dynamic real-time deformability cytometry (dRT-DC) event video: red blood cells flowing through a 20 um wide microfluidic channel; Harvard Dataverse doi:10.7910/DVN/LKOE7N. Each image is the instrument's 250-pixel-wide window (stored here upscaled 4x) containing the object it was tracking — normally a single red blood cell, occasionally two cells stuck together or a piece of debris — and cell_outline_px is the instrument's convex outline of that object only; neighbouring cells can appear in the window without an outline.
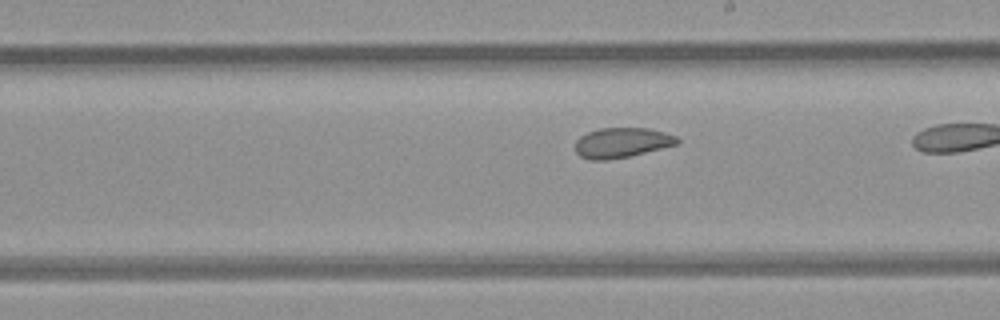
{"species": "common noctule bat (a hibernating species)", "species_latin": "Nyctalus noctula", "temperature_condition": "room temperature", "stored_images_in_passage": 24, "camera_frame_rate_fps": 3000, "um_per_image_px": 0.085, "animal": {"sex": "female", "body_mass_g": 21.9}, "frame": {"image": 1, "passage_image": 21, "time_ms": 6.667, "image_size_px": [1000, 320], "cell_outline_px": [[680, 140], [676, 144], [628, 156], [604, 160], [588, 160], [580, 156], [576, 152], [576, 140], [580, 136], [588, 132], [600, 128], [648, 128], [664, 132], [676, 136]], "centroid_in_image_um": [52.81, 12.12], "position_along_channel_um": 236.2, "area_um2": 17.57}}